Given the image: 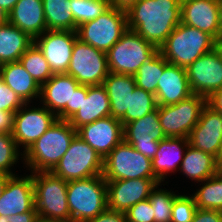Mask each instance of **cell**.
<instances>
[{
    "label": "cell",
    "mask_w": 222,
    "mask_h": 222,
    "mask_svg": "<svg viewBox=\"0 0 222 222\" xmlns=\"http://www.w3.org/2000/svg\"><path fill=\"white\" fill-rule=\"evenodd\" d=\"M188 144V138L166 137L159 142L156 155L152 159V169L161 183H169L168 177L179 172Z\"/></svg>",
    "instance_id": "cell-23"
},
{
    "label": "cell",
    "mask_w": 222,
    "mask_h": 222,
    "mask_svg": "<svg viewBox=\"0 0 222 222\" xmlns=\"http://www.w3.org/2000/svg\"><path fill=\"white\" fill-rule=\"evenodd\" d=\"M80 84L66 73L54 74L40 88L39 102L58 119L68 121L72 117V98Z\"/></svg>",
    "instance_id": "cell-14"
},
{
    "label": "cell",
    "mask_w": 222,
    "mask_h": 222,
    "mask_svg": "<svg viewBox=\"0 0 222 222\" xmlns=\"http://www.w3.org/2000/svg\"><path fill=\"white\" fill-rule=\"evenodd\" d=\"M215 49L217 50L222 59V36L216 40Z\"/></svg>",
    "instance_id": "cell-53"
},
{
    "label": "cell",
    "mask_w": 222,
    "mask_h": 222,
    "mask_svg": "<svg viewBox=\"0 0 222 222\" xmlns=\"http://www.w3.org/2000/svg\"><path fill=\"white\" fill-rule=\"evenodd\" d=\"M38 217L35 206L27 212L7 216V222H35Z\"/></svg>",
    "instance_id": "cell-44"
},
{
    "label": "cell",
    "mask_w": 222,
    "mask_h": 222,
    "mask_svg": "<svg viewBox=\"0 0 222 222\" xmlns=\"http://www.w3.org/2000/svg\"><path fill=\"white\" fill-rule=\"evenodd\" d=\"M19 0H0V8L9 13Z\"/></svg>",
    "instance_id": "cell-48"
},
{
    "label": "cell",
    "mask_w": 222,
    "mask_h": 222,
    "mask_svg": "<svg viewBox=\"0 0 222 222\" xmlns=\"http://www.w3.org/2000/svg\"><path fill=\"white\" fill-rule=\"evenodd\" d=\"M196 184L198 189L191 192V195L197 208L222 211V180L215 174L209 179L195 183V186Z\"/></svg>",
    "instance_id": "cell-31"
},
{
    "label": "cell",
    "mask_w": 222,
    "mask_h": 222,
    "mask_svg": "<svg viewBox=\"0 0 222 222\" xmlns=\"http://www.w3.org/2000/svg\"><path fill=\"white\" fill-rule=\"evenodd\" d=\"M138 1L139 0H110V4L111 6H114V7H117L119 9L126 11Z\"/></svg>",
    "instance_id": "cell-47"
},
{
    "label": "cell",
    "mask_w": 222,
    "mask_h": 222,
    "mask_svg": "<svg viewBox=\"0 0 222 222\" xmlns=\"http://www.w3.org/2000/svg\"><path fill=\"white\" fill-rule=\"evenodd\" d=\"M218 159L188 144L179 168L186 180L199 183L216 174Z\"/></svg>",
    "instance_id": "cell-28"
},
{
    "label": "cell",
    "mask_w": 222,
    "mask_h": 222,
    "mask_svg": "<svg viewBox=\"0 0 222 222\" xmlns=\"http://www.w3.org/2000/svg\"><path fill=\"white\" fill-rule=\"evenodd\" d=\"M77 131L66 120L55 123L24 153L23 166L28 171L51 172L68 150Z\"/></svg>",
    "instance_id": "cell-2"
},
{
    "label": "cell",
    "mask_w": 222,
    "mask_h": 222,
    "mask_svg": "<svg viewBox=\"0 0 222 222\" xmlns=\"http://www.w3.org/2000/svg\"><path fill=\"white\" fill-rule=\"evenodd\" d=\"M102 85L110 100L111 116L120 120L129 109L130 93L136 87L134 76L110 72Z\"/></svg>",
    "instance_id": "cell-27"
},
{
    "label": "cell",
    "mask_w": 222,
    "mask_h": 222,
    "mask_svg": "<svg viewBox=\"0 0 222 222\" xmlns=\"http://www.w3.org/2000/svg\"><path fill=\"white\" fill-rule=\"evenodd\" d=\"M206 97L192 94L176 104L158 106V116L166 137L188 138L200 119Z\"/></svg>",
    "instance_id": "cell-10"
},
{
    "label": "cell",
    "mask_w": 222,
    "mask_h": 222,
    "mask_svg": "<svg viewBox=\"0 0 222 222\" xmlns=\"http://www.w3.org/2000/svg\"><path fill=\"white\" fill-rule=\"evenodd\" d=\"M220 22V37L222 36V0H217Z\"/></svg>",
    "instance_id": "cell-52"
},
{
    "label": "cell",
    "mask_w": 222,
    "mask_h": 222,
    "mask_svg": "<svg viewBox=\"0 0 222 222\" xmlns=\"http://www.w3.org/2000/svg\"><path fill=\"white\" fill-rule=\"evenodd\" d=\"M127 13L111 6L94 20L78 26V38L96 49L107 52L127 31Z\"/></svg>",
    "instance_id": "cell-8"
},
{
    "label": "cell",
    "mask_w": 222,
    "mask_h": 222,
    "mask_svg": "<svg viewBox=\"0 0 222 222\" xmlns=\"http://www.w3.org/2000/svg\"><path fill=\"white\" fill-rule=\"evenodd\" d=\"M35 208L39 217L70 220L68 182L52 172L32 173Z\"/></svg>",
    "instance_id": "cell-6"
},
{
    "label": "cell",
    "mask_w": 222,
    "mask_h": 222,
    "mask_svg": "<svg viewBox=\"0 0 222 222\" xmlns=\"http://www.w3.org/2000/svg\"><path fill=\"white\" fill-rule=\"evenodd\" d=\"M70 220L86 222L107 208V185L102 175L68 181Z\"/></svg>",
    "instance_id": "cell-4"
},
{
    "label": "cell",
    "mask_w": 222,
    "mask_h": 222,
    "mask_svg": "<svg viewBox=\"0 0 222 222\" xmlns=\"http://www.w3.org/2000/svg\"><path fill=\"white\" fill-rule=\"evenodd\" d=\"M165 138L158 106L144 117L123 125V140L150 160L155 157L159 142Z\"/></svg>",
    "instance_id": "cell-13"
},
{
    "label": "cell",
    "mask_w": 222,
    "mask_h": 222,
    "mask_svg": "<svg viewBox=\"0 0 222 222\" xmlns=\"http://www.w3.org/2000/svg\"><path fill=\"white\" fill-rule=\"evenodd\" d=\"M109 116L111 107L105 87L102 84L93 85L87 86V95H82L80 109L68 122L77 131L86 124Z\"/></svg>",
    "instance_id": "cell-24"
},
{
    "label": "cell",
    "mask_w": 222,
    "mask_h": 222,
    "mask_svg": "<svg viewBox=\"0 0 222 222\" xmlns=\"http://www.w3.org/2000/svg\"><path fill=\"white\" fill-rule=\"evenodd\" d=\"M189 145L220 160L222 150V115L207 104L188 137Z\"/></svg>",
    "instance_id": "cell-18"
},
{
    "label": "cell",
    "mask_w": 222,
    "mask_h": 222,
    "mask_svg": "<svg viewBox=\"0 0 222 222\" xmlns=\"http://www.w3.org/2000/svg\"><path fill=\"white\" fill-rule=\"evenodd\" d=\"M82 95H87V85H79L72 98V116L78 112L82 103Z\"/></svg>",
    "instance_id": "cell-46"
},
{
    "label": "cell",
    "mask_w": 222,
    "mask_h": 222,
    "mask_svg": "<svg viewBox=\"0 0 222 222\" xmlns=\"http://www.w3.org/2000/svg\"><path fill=\"white\" fill-rule=\"evenodd\" d=\"M159 183L158 179L144 178L106 181L107 208L125 213L136 203L147 200Z\"/></svg>",
    "instance_id": "cell-17"
},
{
    "label": "cell",
    "mask_w": 222,
    "mask_h": 222,
    "mask_svg": "<svg viewBox=\"0 0 222 222\" xmlns=\"http://www.w3.org/2000/svg\"><path fill=\"white\" fill-rule=\"evenodd\" d=\"M8 22V13L0 8V26Z\"/></svg>",
    "instance_id": "cell-51"
},
{
    "label": "cell",
    "mask_w": 222,
    "mask_h": 222,
    "mask_svg": "<svg viewBox=\"0 0 222 222\" xmlns=\"http://www.w3.org/2000/svg\"><path fill=\"white\" fill-rule=\"evenodd\" d=\"M192 222H222V211L197 208Z\"/></svg>",
    "instance_id": "cell-41"
},
{
    "label": "cell",
    "mask_w": 222,
    "mask_h": 222,
    "mask_svg": "<svg viewBox=\"0 0 222 222\" xmlns=\"http://www.w3.org/2000/svg\"><path fill=\"white\" fill-rule=\"evenodd\" d=\"M157 106L156 97L153 93L135 87L133 92L130 93L129 109H127L120 121L122 125H125L140 119L146 114L154 111Z\"/></svg>",
    "instance_id": "cell-34"
},
{
    "label": "cell",
    "mask_w": 222,
    "mask_h": 222,
    "mask_svg": "<svg viewBox=\"0 0 222 222\" xmlns=\"http://www.w3.org/2000/svg\"><path fill=\"white\" fill-rule=\"evenodd\" d=\"M35 206L32 172L9 176L0 197V216L30 211Z\"/></svg>",
    "instance_id": "cell-19"
},
{
    "label": "cell",
    "mask_w": 222,
    "mask_h": 222,
    "mask_svg": "<svg viewBox=\"0 0 222 222\" xmlns=\"http://www.w3.org/2000/svg\"><path fill=\"white\" fill-rule=\"evenodd\" d=\"M8 177H9V175L0 173V197L2 195V192H3V189L6 185Z\"/></svg>",
    "instance_id": "cell-50"
},
{
    "label": "cell",
    "mask_w": 222,
    "mask_h": 222,
    "mask_svg": "<svg viewBox=\"0 0 222 222\" xmlns=\"http://www.w3.org/2000/svg\"><path fill=\"white\" fill-rule=\"evenodd\" d=\"M76 31L46 30L34 39L42 51L53 74L67 73L75 40Z\"/></svg>",
    "instance_id": "cell-15"
},
{
    "label": "cell",
    "mask_w": 222,
    "mask_h": 222,
    "mask_svg": "<svg viewBox=\"0 0 222 222\" xmlns=\"http://www.w3.org/2000/svg\"><path fill=\"white\" fill-rule=\"evenodd\" d=\"M216 175L222 180V160L217 162Z\"/></svg>",
    "instance_id": "cell-54"
},
{
    "label": "cell",
    "mask_w": 222,
    "mask_h": 222,
    "mask_svg": "<svg viewBox=\"0 0 222 222\" xmlns=\"http://www.w3.org/2000/svg\"><path fill=\"white\" fill-rule=\"evenodd\" d=\"M181 23L220 38L217 0H181Z\"/></svg>",
    "instance_id": "cell-21"
},
{
    "label": "cell",
    "mask_w": 222,
    "mask_h": 222,
    "mask_svg": "<svg viewBox=\"0 0 222 222\" xmlns=\"http://www.w3.org/2000/svg\"><path fill=\"white\" fill-rule=\"evenodd\" d=\"M47 30L76 31L70 0H42Z\"/></svg>",
    "instance_id": "cell-30"
},
{
    "label": "cell",
    "mask_w": 222,
    "mask_h": 222,
    "mask_svg": "<svg viewBox=\"0 0 222 222\" xmlns=\"http://www.w3.org/2000/svg\"><path fill=\"white\" fill-rule=\"evenodd\" d=\"M70 3L76 30L84 22L98 18L111 7L110 0H70Z\"/></svg>",
    "instance_id": "cell-36"
},
{
    "label": "cell",
    "mask_w": 222,
    "mask_h": 222,
    "mask_svg": "<svg viewBox=\"0 0 222 222\" xmlns=\"http://www.w3.org/2000/svg\"><path fill=\"white\" fill-rule=\"evenodd\" d=\"M186 71L193 94L207 98L222 88V59L216 49L197 58Z\"/></svg>",
    "instance_id": "cell-16"
},
{
    "label": "cell",
    "mask_w": 222,
    "mask_h": 222,
    "mask_svg": "<svg viewBox=\"0 0 222 222\" xmlns=\"http://www.w3.org/2000/svg\"><path fill=\"white\" fill-rule=\"evenodd\" d=\"M35 222H76L71 220L50 219L45 217H37Z\"/></svg>",
    "instance_id": "cell-49"
},
{
    "label": "cell",
    "mask_w": 222,
    "mask_h": 222,
    "mask_svg": "<svg viewBox=\"0 0 222 222\" xmlns=\"http://www.w3.org/2000/svg\"><path fill=\"white\" fill-rule=\"evenodd\" d=\"M162 185L168 186L169 184L168 182H166V184H157V186L151 191L148 199L152 205L154 222H171V211L174 199L179 192L178 190L174 191L172 188L167 190V188H163Z\"/></svg>",
    "instance_id": "cell-35"
},
{
    "label": "cell",
    "mask_w": 222,
    "mask_h": 222,
    "mask_svg": "<svg viewBox=\"0 0 222 222\" xmlns=\"http://www.w3.org/2000/svg\"><path fill=\"white\" fill-rule=\"evenodd\" d=\"M15 112L0 110V134H11L14 129Z\"/></svg>",
    "instance_id": "cell-43"
},
{
    "label": "cell",
    "mask_w": 222,
    "mask_h": 222,
    "mask_svg": "<svg viewBox=\"0 0 222 222\" xmlns=\"http://www.w3.org/2000/svg\"><path fill=\"white\" fill-rule=\"evenodd\" d=\"M25 102L9 88L0 75V110L17 112Z\"/></svg>",
    "instance_id": "cell-39"
},
{
    "label": "cell",
    "mask_w": 222,
    "mask_h": 222,
    "mask_svg": "<svg viewBox=\"0 0 222 222\" xmlns=\"http://www.w3.org/2000/svg\"><path fill=\"white\" fill-rule=\"evenodd\" d=\"M51 172L67 182L102 175L103 158L76 135L66 153Z\"/></svg>",
    "instance_id": "cell-9"
},
{
    "label": "cell",
    "mask_w": 222,
    "mask_h": 222,
    "mask_svg": "<svg viewBox=\"0 0 222 222\" xmlns=\"http://www.w3.org/2000/svg\"><path fill=\"white\" fill-rule=\"evenodd\" d=\"M38 104L36 102L25 103L14 115L12 136L23 153L58 119L40 102Z\"/></svg>",
    "instance_id": "cell-12"
},
{
    "label": "cell",
    "mask_w": 222,
    "mask_h": 222,
    "mask_svg": "<svg viewBox=\"0 0 222 222\" xmlns=\"http://www.w3.org/2000/svg\"><path fill=\"white\" fill-rule=\"evenodd\" d=\"M109 73L106 52L77 38L66 74L74 77L80 85L93 86L103 84Z\"/></svg>",
    "instance_id": "cell-11"
},
{
    "label": "cell",
    "mask_w": 222,
    "mask_h": 222,
    "mask_svg": "<svg viewBox=\"0 0 222 222\" xmlns=\"http://www.w3.org/2000/svg\"><path fill=\"white\" fill-rule=\"evenodd\" d=\"M168 64L160 52L144 62L134 75L136 87L155 95L159 79Z\"/></svg>",
    "instance_id": "cell-32"
},
{
    "label": "cell",
    "mask_w": 222,
    "mask_h": 222,
    "mask_svg": "<svg viewBox=\"0 0 222 222\" xmlns=\"http://www.w3.org/2000/svg\"><path fill=\"white\" fill-rule=\"evenodd\" d=\"M19 162L23 163V152L17 147L13 136L0 134V173L9 176L16 175L13 169L19 166Z\"/></svg>",
    "instance_id": "cell-37"
},
{
    "label": "cell",
    "mask_w": 222,
    "mask_h": 222,
    "mask_svg": "<svg viewBox=\"0 0 222 222\" xmlns=\"http://www.w3.org/2000/svg\"><path fill=\"white\" fill-rule=\"evenodd\" d=\"M19 61L40 86L54 75L42 51L35 43L27 49Z\"/></svg>",
    "instance_id": "cell-33"
},
{
    "label": "cell",
    "mask_w": 222,
    "mask_h": 222,
    "mask_svg": "<svg viewBox=\"0 0 222 222\" xmlns=\"http://www.w3.org/2000/svg\"><path fill=\"white\" fill-rule=\"evenodd\" d=\"M220 160H222V150H221V153H220Z\"/></svg>",
    "instance_id": "cell-56"
},
{
    "label": "cell",
    "mask_w": 222,
    "mask_h": 222,
    "mask_svg": "<svg viewBox=\"0 0 222 222\" xmlns=\"http://www.w3.org/2000/svg\"><path fill=\"white\" fill-rule=\"evenodd\" d=\"M86 222H127L126 214L106 208L99 215Z\"/></svg>",
    "instance_id": "cell-42"
},
{
    "label": "cell",
    "mask_w": 222,
    "mask_h": 222,
    "mask_svg": "<svg viewBox=\"0 0 222 222\" xmlns=\"http://www.w3.org/2000/svg\"><path fill=\"white\" fill-rule=\"evenodd\" d=\"M0 222H7V217L0 216Z\"/></svg>",
    "instance_id": "cell-55"
},
{
    "label": "cell",
    "mask_w": 222,
    "mask_h": 222,
    "mask_svg": "<svg viewBox=\"0 0 222 222\" xmlns=\"http://www.w3.org/2000/svg\"><path fill=\"white\" fill-rule=\"evenodd\" d=\"M125 214L128 222H154L153 209L149 199L136 203Z\"/></svg>",
    "instance_id": "cell-40"
},
{
    "label": "cell",
    "mask_w": 222,
    "mask_h": 222,
    "mask_svg": "<svg viewBox=\"0 0 222 222\" xmlns=\"http://www.w3.org/2000/svg\"><path fill=\"white\" fill-rule=\"evenodd\" d=\"M126 13L128 29L159 49L181 22V0H139Z\"/></svg>",
    "instance_id": "cell-1"
},
{
    "label": "cell",
    "mask_w": 222,
    "mask_h": 222,
    "mask_svg": "<svg viewBox=\"0 0 222 222\" xmlns=\"http://www.w3.org/2000/svg\"><path fill=\"white\" fill-rule=\"evenodd\" d=\"M159 49L133 30L127 29L122 37L106 52L109 71L135 75L144 62L153 58Z\"/></svg>",
    "instance_id": "cell-5"
},
{
    "label": "cell",
    "mask_w": 222,
    "mask_h": 222,
    "mask_svg": "<svg viewBox=\"0 0 222 222\" xmlns=\"http://www.w3.org/2000/svg\"><path fill=\"white\" fill-rule=\"evenodd\" d=\"M196 210L193 196L190 193L180 192L174 199L171 222H192Z\"/></svg>",
    "instance_id": "cell-38"
},
{
    "label": "cell",
    "mask_w": 222,
    "mask_h": 222,
    "mask_svg": "<svg viewBox=\"0 0 222 222\" xmlns=\"http://www.w3.org/2000/svg\"><path fill=\"white\" fill-rule=\"evenodd\" d=\"M0 75L3 82L25 103L39 101L41 86L24 69L20 61L2 64Z\"/></svg>",
    "instance_id": "cell-26"
},
{
    "label": "cell",
    "mask_w": 222,
    "mask_h": 222,
    "mask_svg": "<svg viewBox=\"0 0 222 222\" xmlns=\"http://www.w3.org/2000/svg\"><path fill=\"white\" fill-rule=\"evenodd\" d=\"M215 45L216 39L210 34L180 22L159 52L168 63L187 68L197 58L214 50Z\"/></svg>",
    "instance_id": "cell-3"
},
{
    "label": "cell",
    "mask_w": 222,
    "mask_h": 222,
    "mask_svg": "<svg viewBox=\"0 0 222 222\" xmlns=\"http://www.w3.org/2000/svg\"><path fill=\"white\" fill-rule=\"evenodd\" d=\"M186 68L168 64L161 75L156 89L158 106L176 104L192 95Z\"/></svg>",
    "instance_id": "cell-22"
},
{
    "label": "cell",
    "mask_w": 222,
    "mask_h": 222,
    "mask_svg": "<svg viewBox=\"0 0 222 222\" xmlns=\"http://www.w3.org/2000/svg\"><path fill=\"white\" fill-rule=\"evenodd\" d=\"M8 22L32 39L47 30L42 0H19L8 13Z\"/></svg>",
    "instance_id": "cell-25"
},
{
    "label": "cell",
    "mask_w": 222,
    "mask_h": 222,
    "mask_svg": "<svg viewBox=\"0 0 222 222\" xmlns=\"http://www.w3.org/2000/svg\"><path fill=\"white\" fill-rule=\"evenodd\" d=\"M34 43L27 33L7 22L0 26V63L19 61L20 57Z\"/></svg>",
    "instance_id": "cell-29"
},
{
    "label": "cell",
    "mask_w": 222,
    "mask_h": 222,
    "mask_svg": "<svg viewBox=\"0 0 222 222\" xmlns=\"http://www.w3.org/2000/svg\"><path fill=\"white\" fill-rule=\"evenodd\" d=\"M102 176L105 181L157 179L152 169V160L124 140L103 159Z\"/></svg>",
    "instance_id": "cell-7"
},
{
    "label": "cell",
    "mask_w": 222,
    "mask_h": 222,
    "mask_svg": "<svg viewBox=\"0 0 222 222\" xmlns=\"http://www.w3.org/2000/svg\"><path fill=\"white\" fill-rule=\"evenodd\" d=\"M206 104L222 115V88L212 92L206 98Z\"/></svg>",
    "instance_id": "cell-45"
},
{
    "label": "cell",
    "mask_w": 222,
    "mask_h": 222,
    "mask_svg": "<svg viewBox=\"0 0 222 222\" xmlns=\"http://www.w3.org/2000/svg\"><path fill=\"white\" fill-rule=\"evenodd\" d=\"M77 135L104 159L123 140V125L109 116L80 127Z\"/></svg>",
    "instance_id": "cell-20"
}]
</instances>
